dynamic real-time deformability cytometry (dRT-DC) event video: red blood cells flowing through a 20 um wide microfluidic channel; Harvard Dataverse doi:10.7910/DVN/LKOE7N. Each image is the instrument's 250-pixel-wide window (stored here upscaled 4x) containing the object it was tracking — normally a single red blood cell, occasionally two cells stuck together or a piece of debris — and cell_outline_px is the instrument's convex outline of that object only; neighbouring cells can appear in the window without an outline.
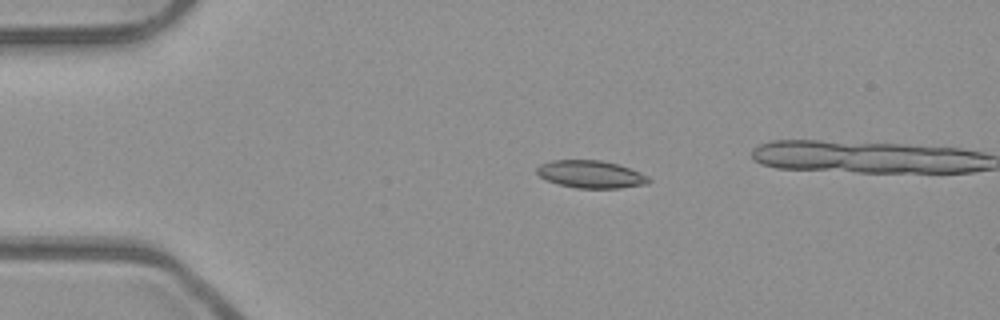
{"species": "common noctule bat (a hibernating species)", "species_latin": "Nyctalus noctula", "temperature_condition": "room temperature", "stored_images_in_passage": 4, "camera_frame_rate_fps": 3000, "um_per_image_px": 0.085, "animal": {"sex": "male", "body_mass_g": 23.1, "forearm_length_mm": 52.7}, "frame": {"image": 1, "passage_image": 2, "time_ms": 0.333, "image_size_px": [1000, 320], "cell_outline_px": [[652, 180], [648, 184], [620, 188], [576, 188], [560, 184], [548, 180], [540, 176], [536, 172], [536, 168], [540, 164], [552, 160], [600, 160], [616, 164], [640, 172], [648, 176]], "centroid_in_image_um": [50.24, 14.81], "position_along_channel_um": 34.8, "area_um2": 17.86}}
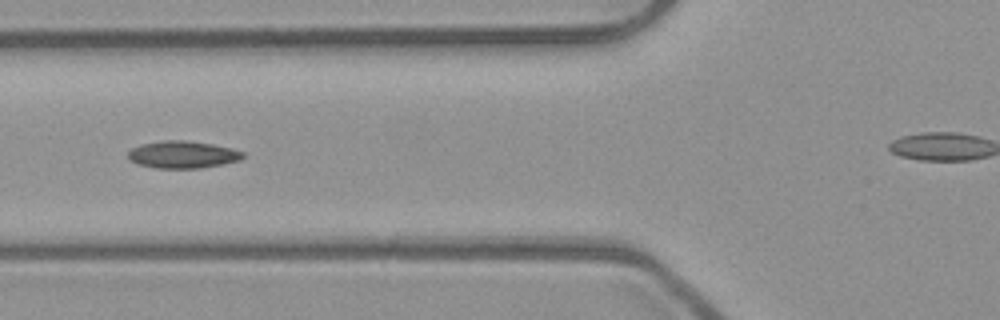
{"frame": {"image": 2, "passage_image": 4, "time_ms": 1.0, "image_size_px": [1000, 320], "cell_outline_px": [[244, 156], [240, 160], [224, 164], [200, 168], [156, 168], [140, 164], [132, 160], [128, 156], [128, 152], [132, 148], [140, 144], [164, 140], [188, 140], [212, 144], [232, 148], [244, 152]], "centroid_in_image_um": [15.56, 13.13], "position_along_channel_um": 110.2, "area_um2": 18.21}}